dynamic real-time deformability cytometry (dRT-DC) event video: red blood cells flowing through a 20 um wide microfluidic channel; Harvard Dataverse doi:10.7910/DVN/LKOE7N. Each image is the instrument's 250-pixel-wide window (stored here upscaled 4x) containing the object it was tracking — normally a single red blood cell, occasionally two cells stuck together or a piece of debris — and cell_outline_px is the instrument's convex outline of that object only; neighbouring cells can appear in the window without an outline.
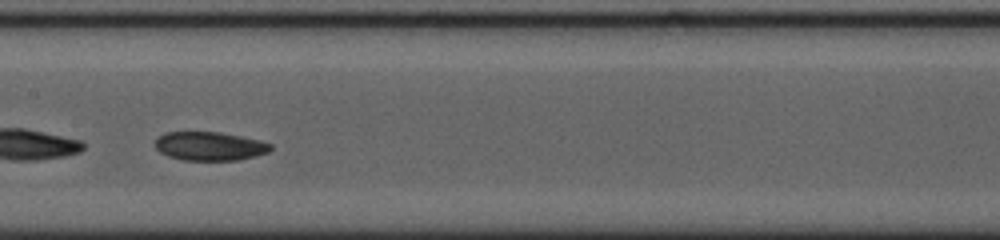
{"species": "common noctule bat (a hibernating species)", "species_latin": "Nyctalus noctula", "temperature_condition": "cold", "stored_images_in_passage": 41, "camera_frame_rate_fps": 3000, "um_per_image_px": 0.085, "animal": {"sex": "female", "body_mass_g": 23.0, "forearm_length_mm": 53.4}, "frame": {"image": 1, "passage_image": 12, "time_ms": 3.667, "image_size_px": [1000, 240], "cell_outline_px": [[272, 148], [268, 152], [256, 156], [236, 160], [184, 160], [168, 156], [160, 152], [156, 148], [156, 140], [160, 136], [168, 132], [220, 132], [260, 140], [272, 144]], "centroid_in_image_um": [17.85, 12.42], "position_along_channel_um": 189.5, "area_um2": 19.19}}
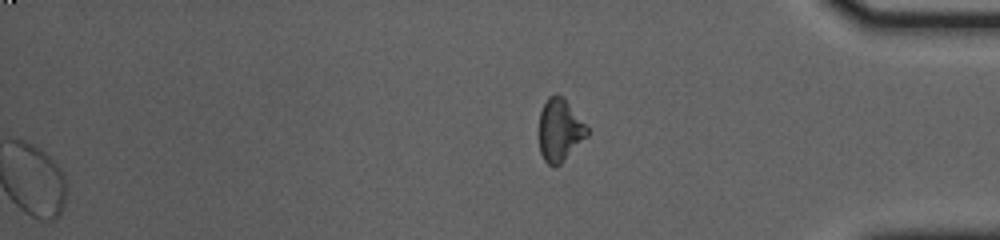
{"frame": {"image": 2, "passage_image": 41, "time_ms": 13.333, "image_size_px": [1000, 240], "cell_outline_px": [[588, 136], [560, 164], [552, 168], [544, 160], [540, 152], [540, 112], [548, 96], [556, 92], [568, 104], [588, 128]], "centroid_in_image_um": [47.57, 11.09], "position_along_channel_um": 387.6, "area_um2": 17.22}, "authors_computed_cell_mechanics": {"area_um2": 19.9988, "velocity_mm_per_s": 3.6249, "shape_relaxation_time_tau1_ms": null, "shape_relaxation_time_tau2_ms": 4.4583, "deformation_change_tau1": null, "deformation_change_tau2": 0.0868}}